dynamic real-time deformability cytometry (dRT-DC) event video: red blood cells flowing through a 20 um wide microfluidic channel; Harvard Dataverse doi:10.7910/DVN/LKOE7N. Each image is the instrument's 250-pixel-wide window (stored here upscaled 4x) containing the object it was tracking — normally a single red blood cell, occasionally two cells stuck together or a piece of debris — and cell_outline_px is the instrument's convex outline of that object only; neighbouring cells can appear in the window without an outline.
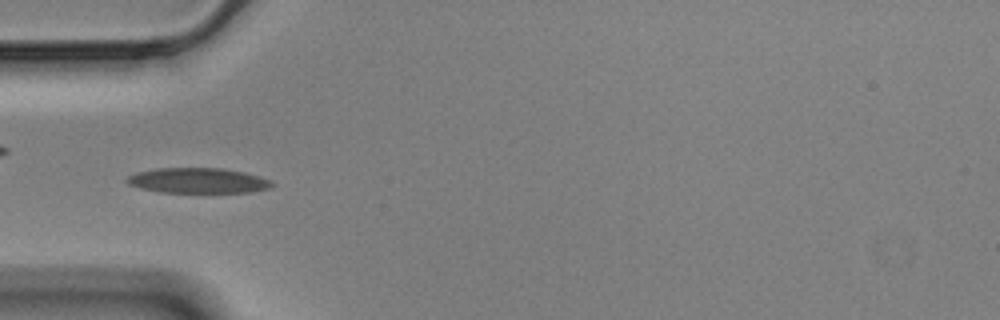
{"species": "Egyptian fruit bat (a non-hibernating species)", "species_latin": "Rousettus aegyptiacus", "temperature_condition": "cold", "stored_images_in_passage": 38, "camera_frame_rate_fps": 3000, "um_per_image_px": 0.085, "animal": {"sex": "male"}, "frame": {"image": 1, "passage_image": 4, "time_ms": 1.0, "image_size_px": [1000, 320], "cell_outline_px": [[276, 184], [272, 188], [252, 192], [160, 192], [140, 188], [128, 184], [124, 180], [128, 176], [136, 172], [156, 168], [224, 168], [244, 172], [260, 176], [272, 180]], "centroid_in_image_um": [16.87, 15.34], "position_along_channel_um": 68.1, "area_um2": 21.62}}
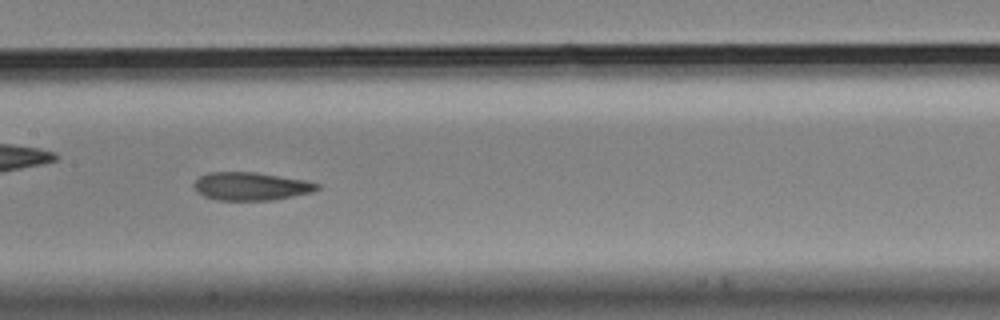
{"frame": {"image": 2, "passage_image": 14, "time_ms": 4.333, "image_size_px": [1000, 320], "cell_outline_px": [[320, 188], [312, 192], [272, 200], [216, 200], [204, 196], [196, 192], [196, 180], [200, 176], [208, 172], [256, 172], [304, 180], [320, 184]], "centroid_in_image_um": [21.34, 15.83], "position_along_channel_um": 186.1, "area_um2": 20.0}}
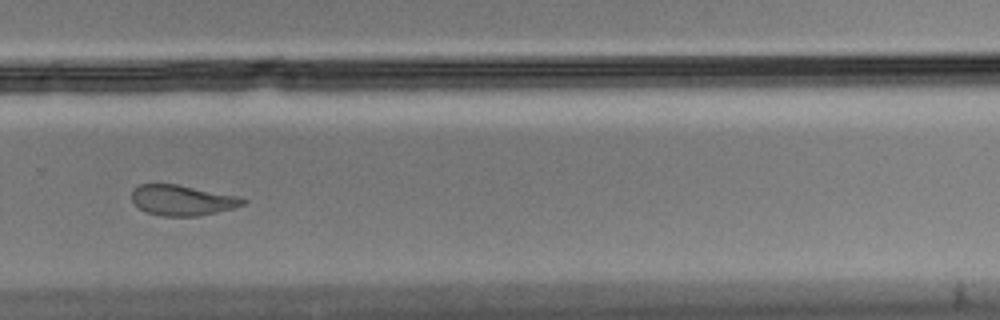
{"frame": {"image": 3, "passage_image": 25, "time_ms": 8.0, "image_size_px": [1000, 320], "cell_outline_px": [[248, 204], [216, 212], [196, 216], [160, 216], [148, 212], [140, 208], [132, 200], [132, 188], [140, 184], [176, 184], [244, 196], [248, 200]], "centroid_in_image_um": [15.57, 17.0], "position_along_channel_um": 314.2, "area_um2": 20.0}, "authors_computed_cell_mechanics": {"area_um2": 21.0392, "velocity_mm_per_s": 3.513, "shape_relaxation_time_tau1_ms": 7.7473, "shape_relaxation_time_tau2_ms": 3.059, "deformation_change_tau1": 0.1992, "deformation_change_tau2": 0.1083}}